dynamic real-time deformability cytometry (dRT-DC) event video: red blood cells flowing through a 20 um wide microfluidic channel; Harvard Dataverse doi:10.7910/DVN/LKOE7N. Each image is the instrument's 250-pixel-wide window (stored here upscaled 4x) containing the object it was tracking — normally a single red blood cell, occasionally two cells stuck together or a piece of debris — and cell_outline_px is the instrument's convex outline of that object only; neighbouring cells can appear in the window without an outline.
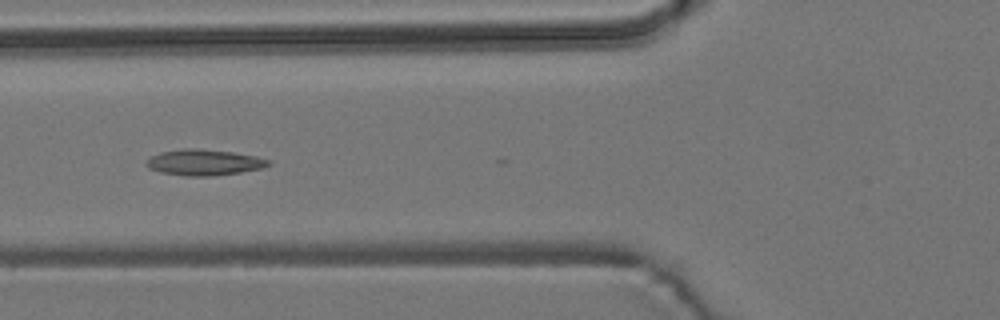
{"species": "common noctule bat (a hibernating species)", "species_latin": "Nyctalus noctula", "temperature_condition": "room temperature", "stored_images_in_passage": 5, "camera_frame_rate_fps": 3000, "um_per_image_px": 0.085, "animal": {"sex": "male", "body_mass_g": 19.2, "forearm_length_mm": 51.8}, "frame": {"image": 1, "passage_image": 5, "time_ms": 4.667, "image_size_px": [1000, 320], "cell_outline_px": [[272, 164], [264, 168], [240, 172], [212, 176], [184, 176], [160, 172], [148, 168], [144, 164], [152, 156], [160, 152], [184, 148], [196, 148], [232, 152], [256, 156], [272, 160]], "centroid_in_image_um": [17.37, 13.8], "position_along_channel_um": 108.4, "area_um2": 18.61}}